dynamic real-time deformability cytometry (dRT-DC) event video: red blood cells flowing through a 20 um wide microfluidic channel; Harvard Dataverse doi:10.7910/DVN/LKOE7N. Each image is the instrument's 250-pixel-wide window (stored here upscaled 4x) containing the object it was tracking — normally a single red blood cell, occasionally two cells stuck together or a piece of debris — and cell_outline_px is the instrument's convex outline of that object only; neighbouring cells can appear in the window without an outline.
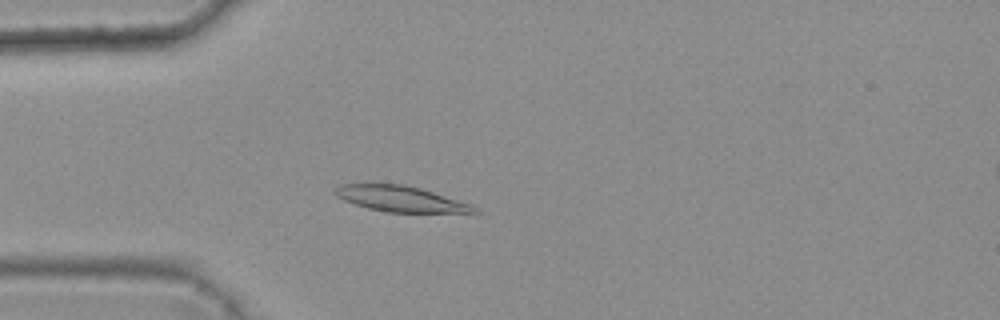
{"species": "common noctule bat (a hibernating species)", "species_latin": "Nyctalus noctula", "temperature_condition": "warm", "stored_images_in_passage": 43, "camera_frame_rate_fps": 3000, "um_per_image_px": 0.085, "animal": {"sex": "female", "body_mass_g": 25.1}, "frame": {"image": 1, "passage_image": 13, "time_ms": 4.0, "image_size_px": [1000, 320], "cell_outline_px": [[480, 212], [388, 212], [368, 208], [344, 200], [336, 196], [332, 192], [332, 188], [340, 184], [404, 184], [420, 188], [472, 204]], "centroid_in_image_um": [34.0, 16.89], "position_along_channel_um": 51.0, "area_um2": 20.69}}
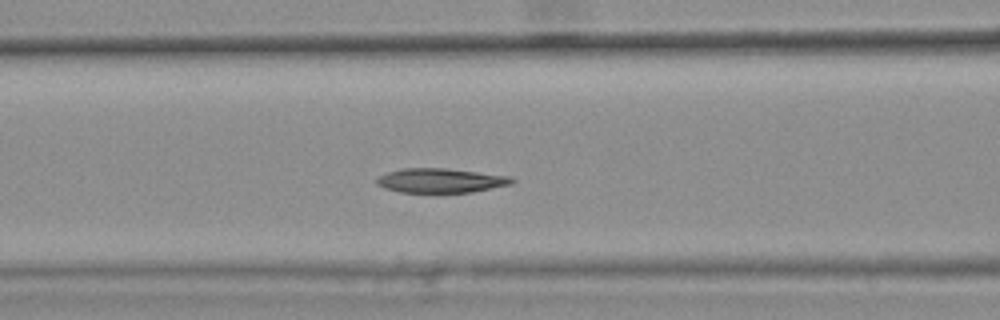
{"frame": {"image": 2, "passage_image": 20, "time_ms": 6.333, "image_size_px": [1000, 320], "cell_outline_px": [[516, 180], [512, 184], [472, 192], [400, 192], [384, 188], [376, 184], [376, 180], [380, 176], [388, 172], [404, 168], [444, 168], [512, 176]], "centroid_in_image_um": [37.48, 15.34], "position_along_channel_um": 129.1, "area_um2": 19.13}}
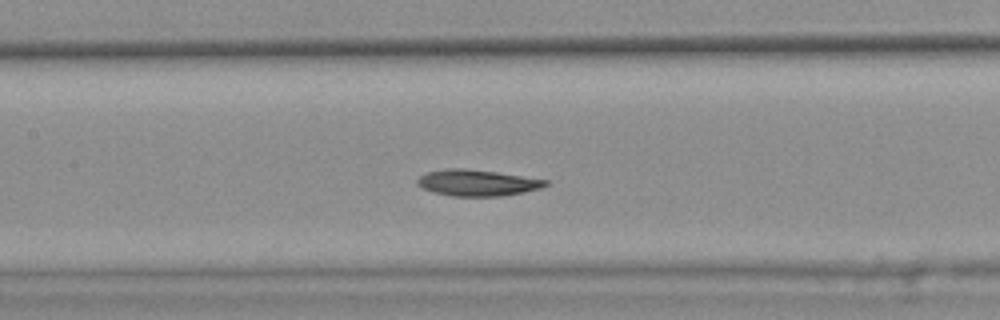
{"frame": {"image": 3, "passage_image": 23, "time_ms": 7.333, "image_size_px": [1000, 320], "cell_outline_px": [[548, 184], [540, 188], [524, 192], [500, 196], [452, 196], [432, 192], [416, 184], [416, 180], [420, 176], [428, 172], [444, 168], [464, 168], [496, 172], [548, 180]], "centroid_in_image_um": [40.53, 15.53], "position_along_channel_um": 166.9, "area_um2": 19.54}, "authors_computed_cell_mechanics": {"area_um2": 19.8832, "velocity_mm_per_s": 3.779, "shape_relaxation_time_tau1_ms": 9.6317, "shape_relaxation_time_tau2_ms": null, "deformation_change_tau1": 0.1918, "deformation_change_tau2": null}}